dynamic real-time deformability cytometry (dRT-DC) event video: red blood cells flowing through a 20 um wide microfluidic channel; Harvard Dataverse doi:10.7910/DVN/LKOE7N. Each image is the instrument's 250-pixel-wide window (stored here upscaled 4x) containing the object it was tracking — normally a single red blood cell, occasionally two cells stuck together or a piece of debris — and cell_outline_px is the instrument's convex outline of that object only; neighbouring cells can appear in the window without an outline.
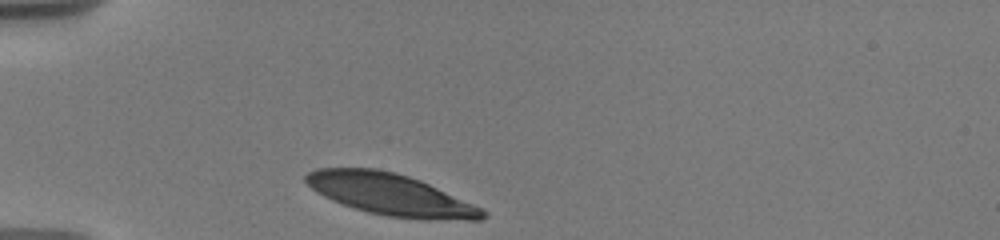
{"species": "human", "species_latin": "Homo sapiens", "temperature_condition": "warm", "stored_images_in_passage": 31, "camera_frame_rate_fps": 3000, "um_per_image_px": 0.085, "donor": {"sex": "male"}, "frame": {"image": 1, "passage_image": 1, "time_ms": 0.0, "image_size_px": [1000, 240], "cell_outline_px": [[488, 216], [480, 220], [424, 220], [388, 216], [368, 212], [332, 200], [316, 192], [304, 180], [304, 176], [308, 172], [316, 168], [376, 168], [396, 172], [420, 180], [484, 208], [488, 212]], "centroid_in_image_um": [33.25, 16.54], "position_along_channel_um": 51.7, "area_um2": 43.06}}
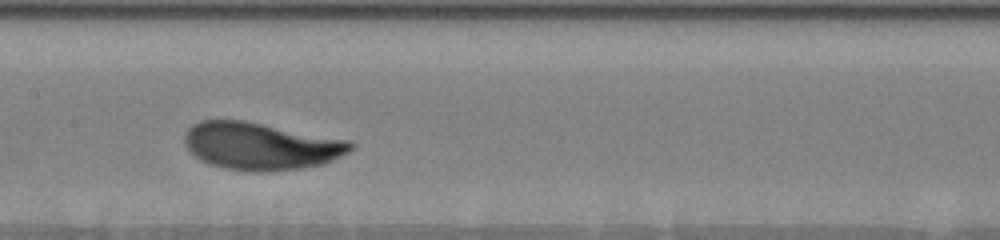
{"frame": {"image": 2, "passage_image": 16, "time_ms": 4.333, "image_size_px": [1000, 240], "cell_outline_px": [[356, 144], [348, 152], [340, 156], [320, 164], [300, 168], [272, 172], [252, 172], [224, 168], [208, 164], [200, 160], [184, 144], [184, 136], [188, 128], [192, 124], [200, 120], [244, 120], [348, 140]], "centroid_in_image_um": [22.12, 12.42], "position_along_channel_um": 185.3, "area_um2": 45.78}}
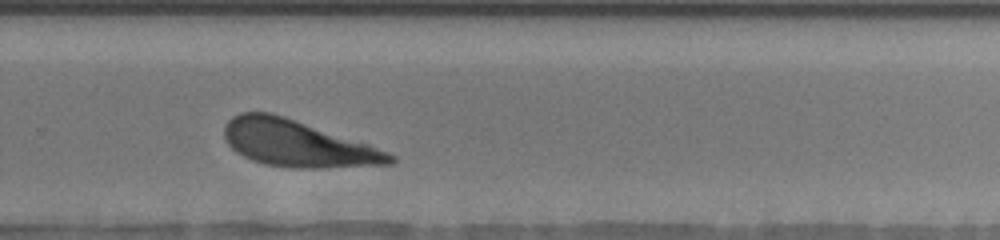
{"frame": {"image": 3, "passage_image": 28, "time_ms": 7.667, "image_size_px": [1000, 240], "cell_outline_px": [[396, 160], [392, 164], [324, 168], [288, 168], [264, 164], [252, 160], [236, 152], [228, 144], [224, 136], [224, 124], [232, 116], [240, 112], [272, 112], [368, 144], [388, 152], [396, 156]], "centroid_in_image_um": [25.26, 12.2], "position_along_channel_um": 304.5, "area_um2": 44.91}}